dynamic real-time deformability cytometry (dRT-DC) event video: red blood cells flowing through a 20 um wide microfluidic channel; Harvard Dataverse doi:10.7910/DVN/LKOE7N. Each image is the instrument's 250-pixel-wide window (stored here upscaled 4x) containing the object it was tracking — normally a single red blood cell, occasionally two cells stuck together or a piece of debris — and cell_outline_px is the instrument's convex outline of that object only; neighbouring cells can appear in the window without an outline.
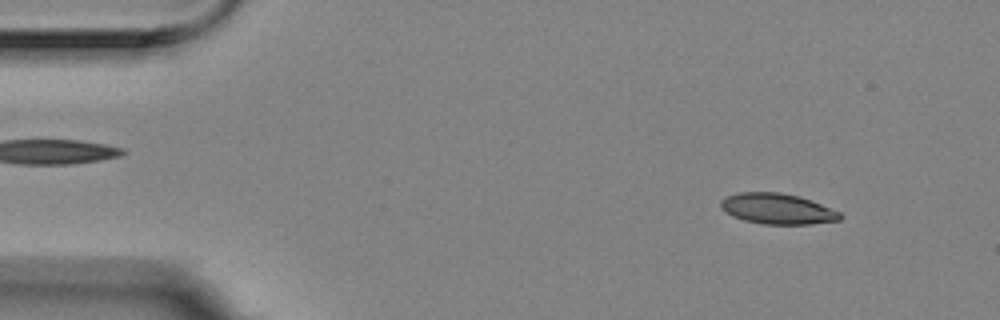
{"species": "Egyptian fruit bat (a non-hibernating species)", "species_latin": "Rousettus aegyptiacus", "temperature_condition": "room temperature", "stored_images_in_passage": 5, "camera_frame_rate_fps": 3000, "um_per_image_px": 0.085, "animal": {"sex": "female"}, "frame": {"image": 1, "passage_image": 1, "time_ms": 0.0, "image_size_px": [1000, 320], "cell_outline_px": [[840, 220], [812, 224], [764, 224], [744, 220], [732, 216], [720, 208], [720, 200], [736, 192], [780, 192], [800, 196], [840, 212]], "centroid_in_image_um": [66.04, 17.74], "position_along_channel_um": 19.0, "area_um2": 21.27}}
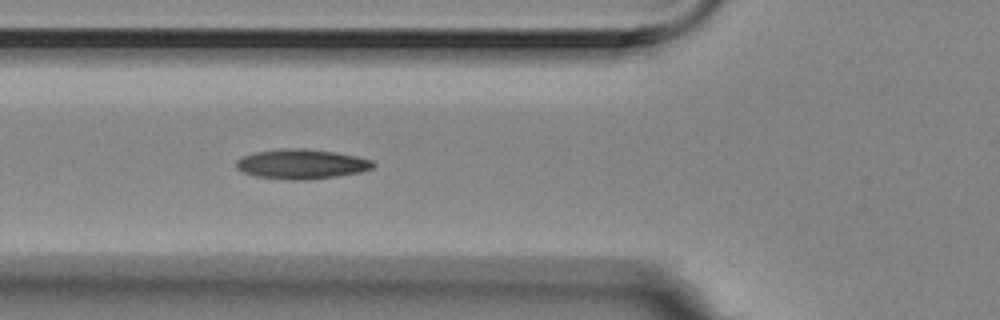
{"frame": {"image": 2, "passage_image": 5, "time_ms": 1.333, "image_size_px": [1000, 320], "cell_outline_px": [[376, 164], [372, 168], [360, 172], [336, 176], [304, 180], [292, 180], [256, 176], [244, 172], [236, 168], [236, 160], [244, 156], [256, 152], [284, 148], [304, 148], [336, 152], [356, 156], [372, 160]], "centroid_in_image_um": [25.64, 13.94], "position_along_channel_um": 100.2, "area_um2": 23.58}}